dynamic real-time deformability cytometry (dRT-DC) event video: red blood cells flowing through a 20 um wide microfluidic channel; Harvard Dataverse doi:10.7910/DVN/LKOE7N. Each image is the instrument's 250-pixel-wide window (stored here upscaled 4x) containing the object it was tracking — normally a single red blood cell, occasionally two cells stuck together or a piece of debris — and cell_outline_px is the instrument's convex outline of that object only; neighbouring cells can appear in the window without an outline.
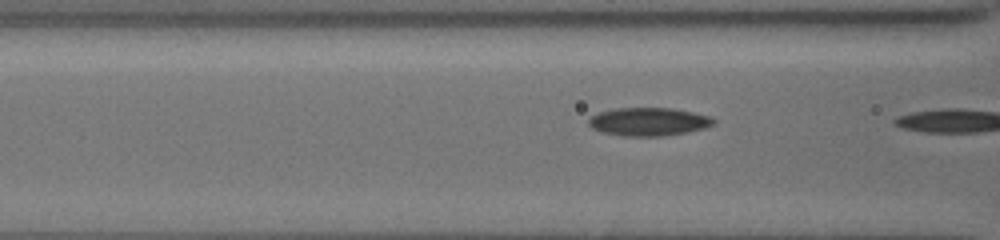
{"species": "common noctule bat (a hibernating species)", "species_latin": "Nyctalus noctula", "temperature_condition": "cold", "stored_images_in_passage": 22, "camera_frame_rate_fps": 3000, "um_per_image_px": 0.085, "animal": {"sex": "female", "body_mass_g": 19.5, "forearm_length_mm": 54.1}, "frame": {"image": 1, "passage_image": 21, "time_ms": 6.667, "image_size_px": [1000, 240], "cell_outline_px": [[716, 124], [704, 128], [688, 132], [664, 136], [624, 136], [600, 132], [592, 128], [588, 124], [588, 120], [592, 116], [600, 112], [612, 108], [672, 108], [712, 116], [716, 120]], "centroid_in_image_um": [55.15, 10.34], "position_along_channel_um": 111.4, "area_um2": 20.75}}